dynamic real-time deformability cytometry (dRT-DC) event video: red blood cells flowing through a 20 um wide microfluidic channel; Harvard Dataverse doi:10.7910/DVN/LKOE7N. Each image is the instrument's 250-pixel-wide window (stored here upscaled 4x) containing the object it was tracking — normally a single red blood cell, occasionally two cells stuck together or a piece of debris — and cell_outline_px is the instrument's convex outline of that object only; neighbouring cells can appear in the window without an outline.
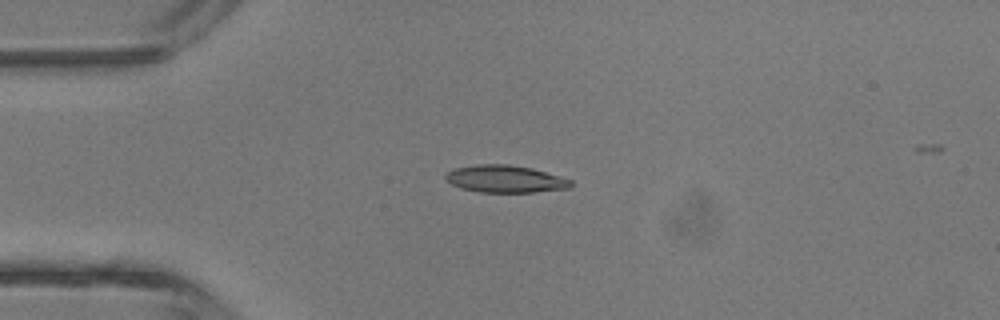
{"species": "common noctule bat (a hibernating species)", "species_latin": "Nyctalus noctula", "temperature_condition": "room temperature", "stored_images_in_passage": 4, "camera_frame_rate_fps": 3000, "um_per_image_px": 0.085, "animal": {"sex": "male", "body_mass_g": 13.3}, "frame": {"image": 1, "passage_image": 3, "time_ms": 3.333, "image_size_px": [1000, 320], "cell_outline_px": [[572, 188], [532, 192], [480, 192], [460, 188], [452, 184], [444, 176], [452, 168], [476, 164], [508, 164], [532, 168], [572, 180]], "centroid_in_image_um": [42.94, 15.2], "position_along_channel_um": 42.1, "area_um2": 19.94}}